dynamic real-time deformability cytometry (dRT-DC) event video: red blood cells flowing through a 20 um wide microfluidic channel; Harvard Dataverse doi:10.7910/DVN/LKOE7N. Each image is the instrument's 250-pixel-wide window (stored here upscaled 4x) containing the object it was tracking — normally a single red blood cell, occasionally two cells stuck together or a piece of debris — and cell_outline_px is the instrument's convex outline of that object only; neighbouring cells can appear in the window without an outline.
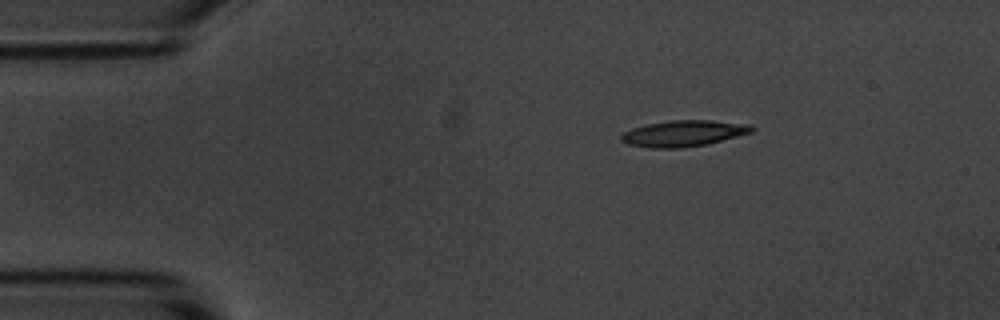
{"species": "common noctule bat (a hibernating species)", "species_latin": "Nyctalus noctula", "temperature_condition": "room temperature", "stored_images_in_passage": 3, "camera_frame_rate_fps": 3000, "um_per_image_px": 0.085, "animal": {"sex": "male", "body_mass_g": 20.1, "forearm_length_mm": 53.5}, "frame": {"image": 1, "passage_image": 1, "time_ms": 0.0, "image_size_px": [1000, 320], "cell_outline_px": [[756, 128], [752, 132], [708, 144], [680, 148], [652, 148], [628, 144], [620, 140], [620, 136], [624, 132], [632, 128], [644, 124], [672, 120], [712, 120], [748, 124]], "centroid_in_image_um": [58.09, 11.33], "position_along_channel_um": 26.9, "area_um2": 19.94}}
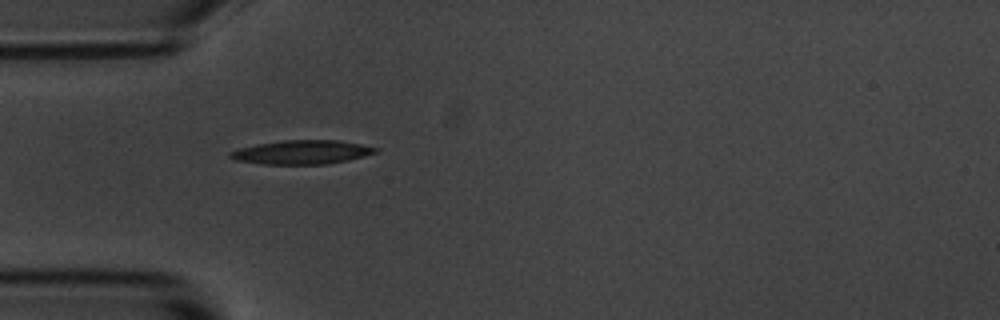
{"frame": {"image": 2, "passage_image": 3, "time_ms": 2.333, "image_size_px": [1000, 320], "cell_outline_px": [[380, 148], [376, 152], [364, 156], [348, 160], [328, 164], [264, 164], [232, 160], [228, 156], [228, 152], [240, 148], [256, 144], [284, 140], [336, 140], [360, 144]], "centroid_in_image_um": [25.62, 12.94], "position_along_channel_um": 59.4, "area_um2": 20.29}}